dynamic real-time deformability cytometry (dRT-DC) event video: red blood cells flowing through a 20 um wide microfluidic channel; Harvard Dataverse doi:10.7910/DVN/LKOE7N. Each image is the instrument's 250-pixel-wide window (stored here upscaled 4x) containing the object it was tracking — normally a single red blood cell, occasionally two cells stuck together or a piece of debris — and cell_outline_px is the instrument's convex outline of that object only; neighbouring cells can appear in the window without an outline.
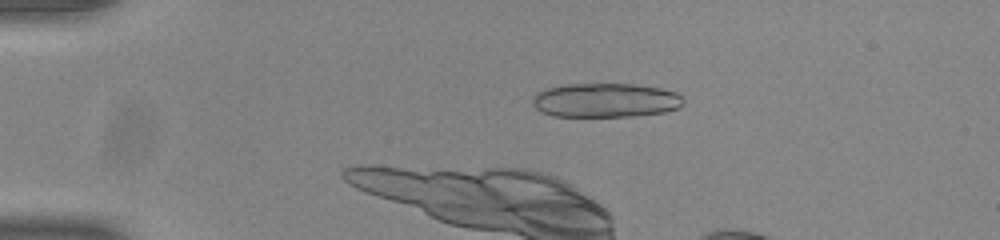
{"species": "common noctule bat (a hibernating species)", "species_latin": "Nyctalus noctula", "temperature_condition": "room temperature", "stored_images_in_passage": 16, "camera_frame_rate_fps": 3000, "um_per_image_px": 0.085, "animal": {"sex": "male", "body_mass_g": 20.0, "forearm_length_mm": 53.3}, "frame": {"image": 1, "passage_image": 12, "time_ms": 3.667, "image_size_px": [1000, 240], "cell_outline_px": [[684, 104], [676, 108], [664, 112], [636, 116], [552, 116], [536, 108], [532, 104], [532, 100], [540, 92], [548, 88], [568, 84], [632, 84], [660, 88], [676, 92], [684, 100]], "centroid_in_image_um": [51.5, 8.53], "position_along_channel_um": 33.5, "area_um2": 29.77}}